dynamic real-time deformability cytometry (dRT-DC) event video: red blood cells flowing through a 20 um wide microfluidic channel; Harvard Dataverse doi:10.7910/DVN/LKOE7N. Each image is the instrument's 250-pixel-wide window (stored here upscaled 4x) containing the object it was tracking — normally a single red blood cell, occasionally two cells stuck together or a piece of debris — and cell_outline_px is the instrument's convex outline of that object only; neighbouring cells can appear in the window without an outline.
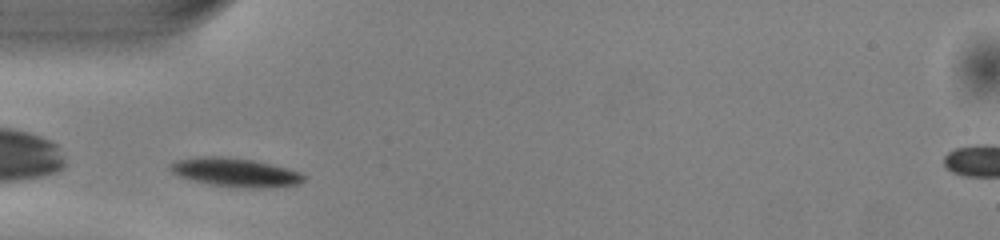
{"species": "common noctule bat (a hibernating species)", "species_latin": "Nyctalus noctula", "temperature_condition": "warm", "stored_images_in_passage": 37, "camera_frame_rate_fps": 3000, "um_per_image_px": 0.085, "animal": {"sex": "male", "body_mass_g": 13.0, "forearm_length_mm": 53.1}, "frame": {"image": 1, "passage_image": 2, "time_ms": 0.333, "image_size_px": [1000, 240], "cell_outline_px": [[304, 180], [300, 184], [276, 188], [244, 188], [212, 184], [188, 180], [176, 176], [168, 168], [168, 164], [176, 160], [204, 156], [220, 156], [252, 160], [300, 172], [304, 176]], "centroid_in_image_um": [19.95, 14.67], "position_along_channel_um": 65.0, "area_um2": 22.43}}
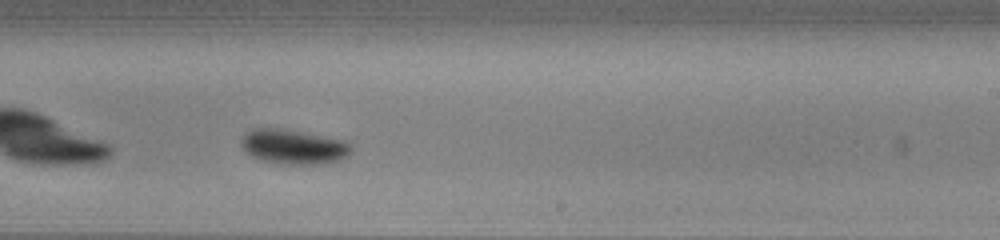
{"frame": {"image": 2, "passage_image": 17, "time_ms": 5.333, "image_size_px": [1000, 240], "cell_outline_px": [[352, 148], [348, 156], [340, 160], [324, 164], [280, 164], [260, 160], [244, 152], [240, 144], [240, 140], [244, 132], [252, 128], [280, 128], [344, 140], [352, 144]], "centroid_in_image_um": [24.91, 12.48], "position_along_channel_um": 264.1, "area_um2": 22.6}}
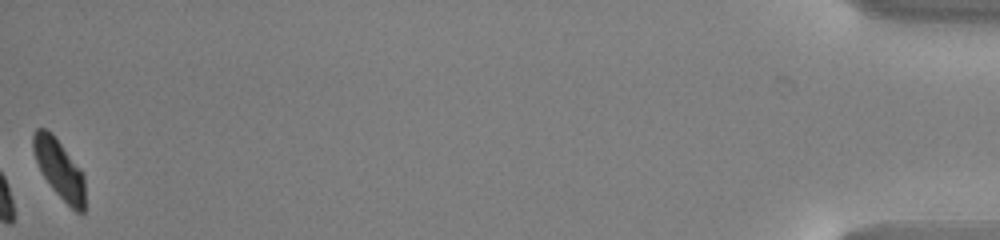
{"frame": {"image": 3, "passage_image": 37, "time_ms": 12.0, "image_size_px": [1000, 240], "cell_outline_px": [[84, 212], [76, 212], [52, 188], [44, 176], [36, 160], [32, 148], [32, 136], [36, 128], [44, 128], [52, 132], [80, 168], [84, 176]], "centroid_in_image_um": [5.03, 14.32], "position_along_channel_um": 430.2, "area_um2": 17.57}, "authors_computed_cell_mechanics": {"area_um2": 20.9814, "velocity_mm_per_s": 4.0097, "shape_relaxation_time_tau1_ms": 1.3806, "shape_relaxation_time_tau2_ms": null, "deformation_change_tau1": 0.1017, "deformation_change_tau2": null}}